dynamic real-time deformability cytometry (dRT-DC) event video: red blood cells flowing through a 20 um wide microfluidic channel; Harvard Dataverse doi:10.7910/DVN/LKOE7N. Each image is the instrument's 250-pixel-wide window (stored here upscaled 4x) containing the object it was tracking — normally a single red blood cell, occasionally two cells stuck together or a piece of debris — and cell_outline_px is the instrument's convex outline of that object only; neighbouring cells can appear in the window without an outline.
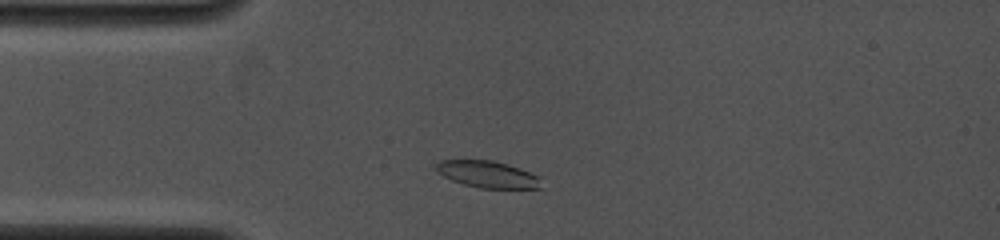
{"species": "common noctule bat (a hibernating species)", "species_latin": "Nyctalus noctula", "temperature_condition": "cold", "stored_images_in_passage": 7, "camera_frame_rate_fps": 4000, "um_per_image_px": 0.085, "animal": {"sex": "female", "body_mass_g": 19.0, "forearm_length_mm": 53.3}, "frame": {"image": 1, "passage_image": 3, "time_ms": 0.75, "image_size_px": [1000, 240], "cell_outline_px": [[540, 188], [480, 188], [464, 184], [452, 180], [436, 172], [432, 168], [440, 160], [492, 160], [508, 164], [520, 168], [540, 176]], "centroid_in_image_um": [41.41, 14.8], "position_along_channel_um": 43.6, "area_um2": 16.47}}